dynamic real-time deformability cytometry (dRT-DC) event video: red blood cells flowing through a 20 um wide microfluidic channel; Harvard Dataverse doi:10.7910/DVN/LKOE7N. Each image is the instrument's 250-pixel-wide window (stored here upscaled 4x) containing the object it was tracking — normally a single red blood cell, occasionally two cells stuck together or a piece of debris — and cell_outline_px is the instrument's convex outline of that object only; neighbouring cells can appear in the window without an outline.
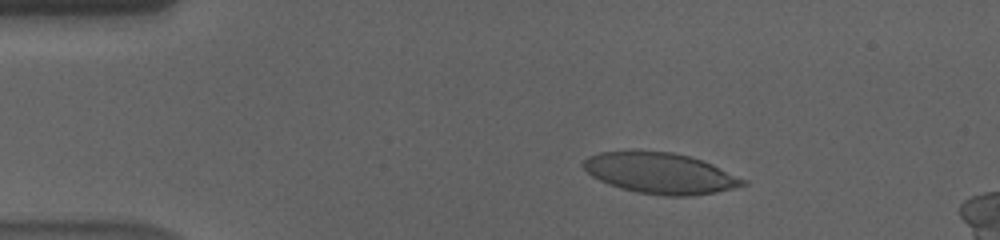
{"species": "human", "species_latin": "Homo sapiens", "temperature_condition": "cold", "stored_images_in_passage": 57, "camera_frame_rate_fps": 3000, "um_per_image_px": 0.085, "donor": {"sex": "male"}, "frame": {"image": 1, "passage_image": 10, "time_ms": 3.0, "image_size_px": [1000, 240], "cell_outline_px": [[748, 184], [716, 192], [692, 196], [664, 196], [636, 192], [620, 188], [608, 184], [592, 176], [580, 164], [588, 156], [600, 152], [672, 152], [688, 156], [712, 164], [748, 180]], "centroid_in_image_um": [56.13, 14.74], "position_along_channel_um": 28.9, "area_um2": 37.69}}
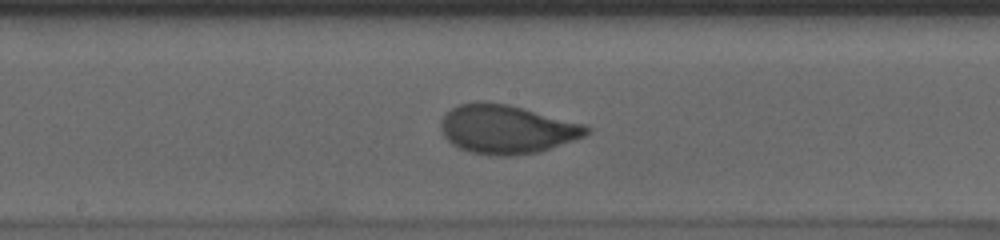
{"frame": {"image": 2, "passage_image": 30, "time_ms": 9.667, "image_size_px": [1000, 240], "cell_outline_px": [[592, 128], [584, 136], [536, 152], [516, 156], [492, 156], [472, 152], [460, 148], [452, 144], [444, 136], [440, 128], [440, 120], [456, 104], [476, 100], [484, 100], [508, 104], [524, 108], [584, 124]], "centroid_in_image_um": [43.02, 10.96], "position_along_channel_um": 205.2, "area_um2": 41.5}}
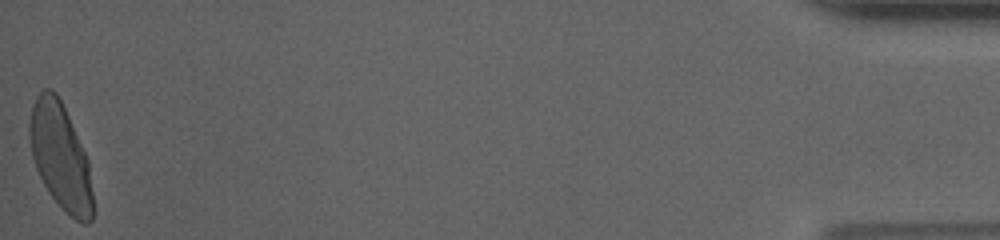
{"frame": {"image": 3, "passage_image": 57, "time_ms": 18.667, "image_size_px": [1000, 240], "cell_outline_px": [[92, 220], [88, 224], [84, 224], [76, 220], [64, 212], [48, 192], [36, 168], [32, 156], [28, 132], [28, 124], [32, 104], [36, 96], [44, 88], [52, 88], [56, 92], [68, 116], [88, 160], [92, 192]], "centroid_in_image_um": [5.11, 13.3], "position_along_channel_um": 430.1, "area_um2": 39.02}, "authors_computed_cell_mechanics": {"area_um2": 39.304, "velocity_mm_per_s": 3.5591, "shape_relaxation_time_tau1_ms": 4.1403, "shape_relaxation_time_tau2_ms": null, "deformation_change_tau1": 0.1765, "deformation_change_tau2": null}}